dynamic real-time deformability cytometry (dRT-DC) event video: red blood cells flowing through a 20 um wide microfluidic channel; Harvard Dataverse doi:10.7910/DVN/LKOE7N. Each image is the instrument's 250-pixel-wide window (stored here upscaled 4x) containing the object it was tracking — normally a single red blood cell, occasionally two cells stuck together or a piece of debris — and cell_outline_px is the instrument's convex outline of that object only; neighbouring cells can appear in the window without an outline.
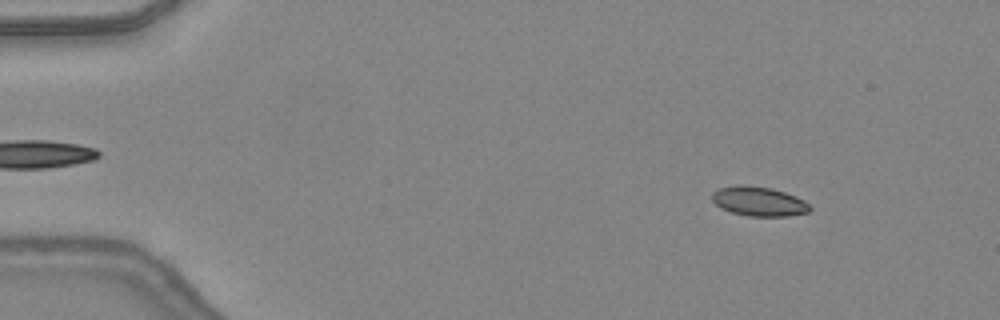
{"species": "common noctule bat (a hibernating species)", "species_latin": "Nyctalus noctula", "temperature_condition": "warm", "stored_images_in_passage": 47, "camera_frame_rate_fps": 3000, "um_per_image_px": 0.085, "animal": {"sex": "female", "body_mass_g": 24.6, "forearm_length_mm": 56.2}, "frame": {"image": 1, "passage_image": 6, "time_ms": 1.667, "image_size_px": [1000, 320], "cell_outline_px": [[812, 208], [808, 212], [788, 216], [748, 216], [732, 212], [720, 208], [712, 200], [712, 192], [720, 188], [740, 184], [744, 184], [772, 188], [796, 196], [804, 200]], "centroid_in_image_um": [64.5, 17.11], "position_along_channel_um": 20.5, "area_um2": 16.82}}
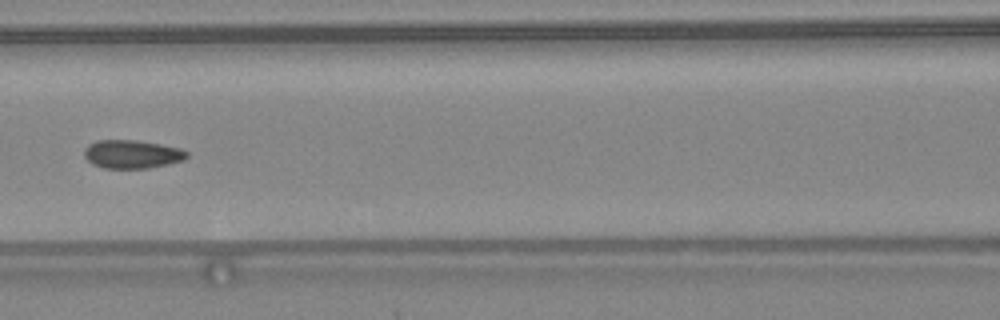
{"frame": {"image": 2, "passage_image": 22, "time_ms": 7.0, "image_size_px": [1000, 320], "cell_outline_px": [[188, 156], [184, 160], [168, 164], [148, 168], [104, 168], [92, 164], [84, 156], [84, 148], [88, 144], [96, 140], [136, 140], [160, 144], [180, 148], [188, 152]], "centroid_in_image_um": [11.21, 13.1], "position_along_channel_um": 155.4, "area_um2": 17.05}}
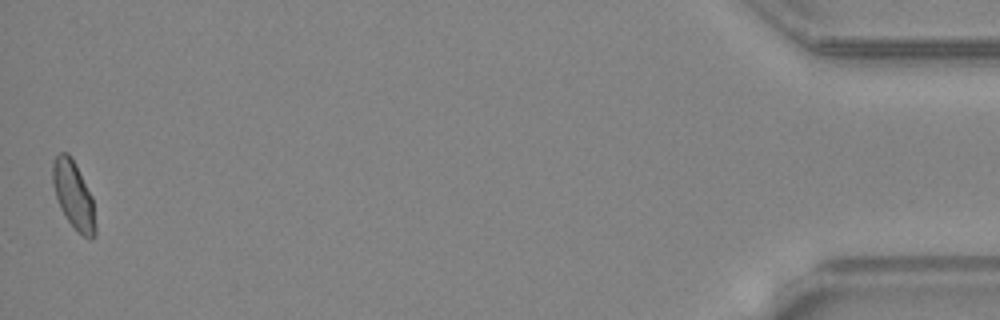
{"frame": {"image": 3, "passage_image": 47, "time_ms": 15.333, "image_size_px": [1000, 320], "cell_outline_px": [[96, 236], [92, 240], [88, 240], [68, 220], [60, 208], [52, 184], [52, 164], [56, 156], [60, 152], [68, 152], [76, 164], [92, 196], [96, 228]], "centroid_in_image_um": [6.26, 16.58], "position_along_channel_um": 428.9, "area_um2": 16.82}, "authors_computed_cell_mechanics": {"area_um2": 16.8198, "velocity_mm_per_s": 4.4086, "shape_relaxation_time_tau1_ms": 9.7798, "shape_relaxation_time_tau2_ms": 1.2833, "deformation_change_tau1": 0.1638, "deformation_change_tau2": 0.0655}}